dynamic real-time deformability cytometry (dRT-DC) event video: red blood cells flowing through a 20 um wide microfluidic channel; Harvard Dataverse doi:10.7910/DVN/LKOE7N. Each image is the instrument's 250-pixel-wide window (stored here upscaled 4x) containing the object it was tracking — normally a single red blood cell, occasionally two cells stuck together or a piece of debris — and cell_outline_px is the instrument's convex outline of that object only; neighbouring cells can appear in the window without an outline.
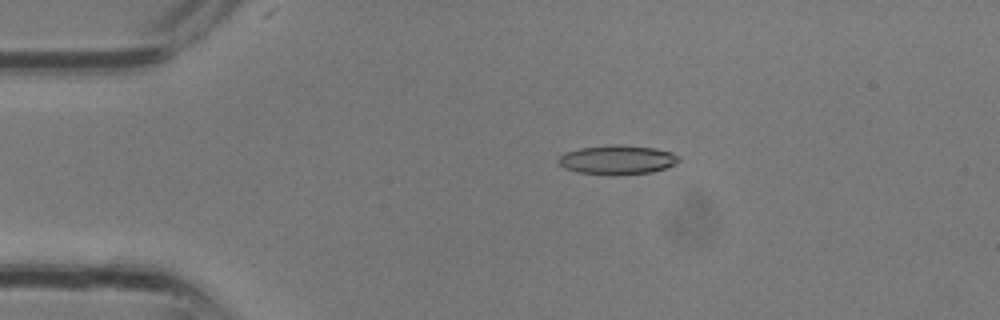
{"species": "common noctule bat (a hibernating species)", "species_latin": "Nyctalus noctula", "temperature_condition": "room temperature", "stored_images_in_passage": 14, "camera_frame_rate_fps": 3000, "um_per_image_px": 0.085, "animal": {"sex": "male", "body_mass_g": 13.3}, "frame": {"image": 1, "passage_image": 7, "time_ms": 2.0, "image_size_px": [1000, 320], "cell_outline_px": [[680, 160], [676, 164], [652, 172], [616, 176], [612, 176], [576, 172], [564, 168], [556, 160], [564, 152], [580, 148], [620, 144], [656, 148], [672, 152], [680, 156]], "centroid_in_image_um": [52.48, 13.59], "position_along_channel_um": 32.5, "area_um2": 20.87}}
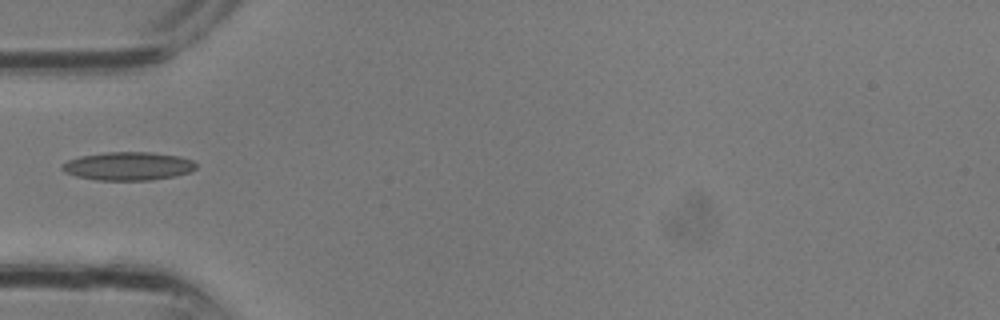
{"frame": {"image": 2, "passage_image": 11, "time_ms": 3.333, "image_size_px": [1000, 320], "cell_outline_px": [[196, 168], [188, 172], [176, 176], [148, 180], [96, 180], [76, 176], [64, 172], [60, 168], [60, 164], [68, 160], [80, 156], [108, 152], [148, 152], [180, 156], [192, 160], [196, 164]], "centroid_in_image_um": [10.86, 14.12], "position_along_channel_um": 74.1, "area_um2": 22.14}}
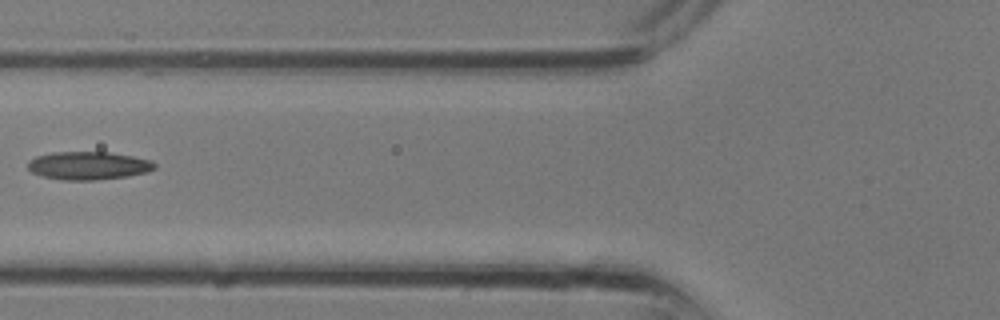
{"frame": {"image": 3, "passage_image": 13, "time_ms": 4.0, "image_size_px": [1000, 320], "cell_outline_px": [[156, 168], [148, 172], [128, 176], [96, 180], [64, 180], [44, 176], [32, 172], [28, 168], [28, 160], [36, 156], [52, 152], [108, 152], [132, 156], [152, 160], [156, 164]], "centroid_in_image_um": [7.54, 14.07], "position_along_channel_um": 118.3, "area_um2": 20.81}}